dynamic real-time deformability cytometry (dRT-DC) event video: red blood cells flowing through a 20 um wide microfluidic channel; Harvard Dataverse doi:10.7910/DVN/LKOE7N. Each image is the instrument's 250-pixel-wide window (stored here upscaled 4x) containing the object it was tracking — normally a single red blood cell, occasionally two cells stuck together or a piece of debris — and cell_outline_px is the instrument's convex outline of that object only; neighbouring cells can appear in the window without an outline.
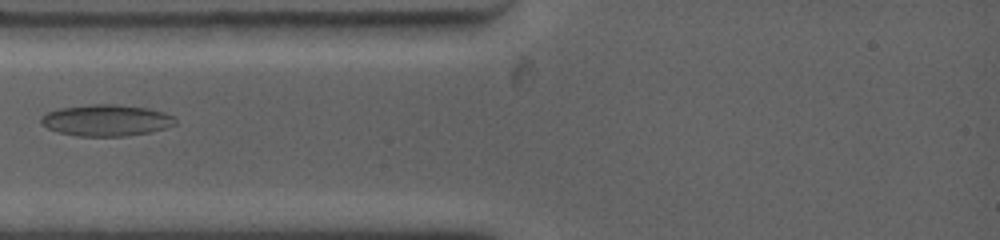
{"species": "common noctule bat (a hibernating species)", "species_latin": "Nyctalus noctula", "temperature_condition": "warm", "stored_images_in_passage": 6, "camera_frame_rate_fps": 4500, "um_per_image_px": 0.085, "animal": {"sex": "female", "body_mass_g": 19.0, "forearm_length_mm": 53.3}, "frame": {"image": 1, "passage_image": 5, "time_ms": 2.667, "image_size_px": [1000, 240], "cell_outline_px": [[176, 124], [164, 128], [148, 132], [128, 136], [80, 136], [60, 132], [48, 128], [40, 124], [40, 116], [48, 112], [60, 108], [92, 104], [116, 104], [148, 108], [164, 112], [172, 116], [176, 120]], "centroid_in_image_um": [9.02, 10.22], "position_along_channel_um": 76.0, "area_um2": 24.51}}